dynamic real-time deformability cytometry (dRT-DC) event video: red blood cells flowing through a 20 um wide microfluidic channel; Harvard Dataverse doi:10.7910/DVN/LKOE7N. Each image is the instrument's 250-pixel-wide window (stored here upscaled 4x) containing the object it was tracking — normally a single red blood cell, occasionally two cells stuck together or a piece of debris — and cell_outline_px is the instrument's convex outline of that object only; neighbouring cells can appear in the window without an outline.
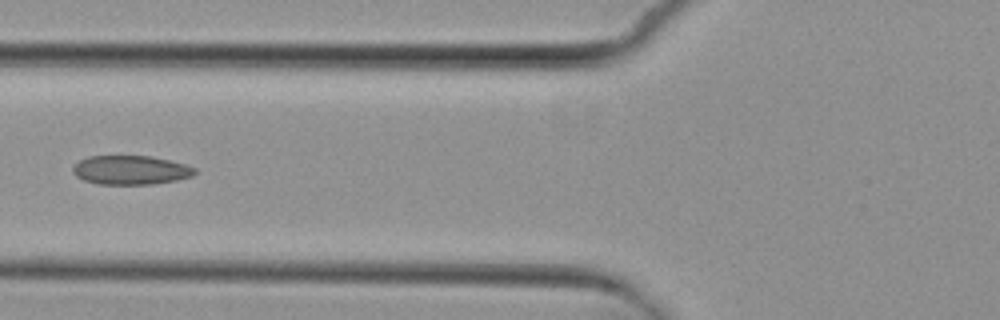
{"species": "common noctule bat (a hibernating species)", "species_latin": "Nyctalus noctula", "temperature_condition": "cold", "stored_images_in_passage": 6, "camera_frame_rate_fps": 3000, "um_per_image_px": 0.085, "animal": {"sex": "female", "body_mass_g": 29.2, "forearm_length_mm": 56.3}, "frame": {"image": 1, "passage_image": 5, "time_ms": 5.0, "image_size_px": [1000, 320], "cell_outline_px": [[196, 172], [192, 176], [176, 180], [152, 184], [96, 184], [84, 180], [76, 176], [72, 172], [72, 168], [80, 160], [88, 156], [152, 156], [184, 164], [196, 168]], "centroid_in_image_um": [11.09, 14.45], "position_along_channel_um": 114.7, "area_um2": 20.58}}
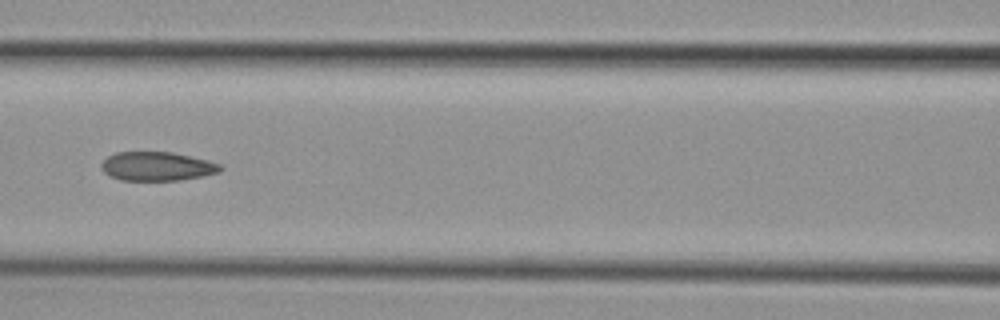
{"frame": {"image": 2, "passage_image": 6, "time_ms": 6.0, "image_size_px": [1000, 320], "cell_outline_px": [[224, 168], [220, 172], [204, 176], [180, 180], [120, 180], [108, 176], [100, 168], [100, 164], [108, 156], [116, 152], [172, 152], [208, 160], [220, 164]], "centroid_in_image_um": [13.35, 14.14], "position_along_channel_um": 153.3, "area_um2": 20.23}}